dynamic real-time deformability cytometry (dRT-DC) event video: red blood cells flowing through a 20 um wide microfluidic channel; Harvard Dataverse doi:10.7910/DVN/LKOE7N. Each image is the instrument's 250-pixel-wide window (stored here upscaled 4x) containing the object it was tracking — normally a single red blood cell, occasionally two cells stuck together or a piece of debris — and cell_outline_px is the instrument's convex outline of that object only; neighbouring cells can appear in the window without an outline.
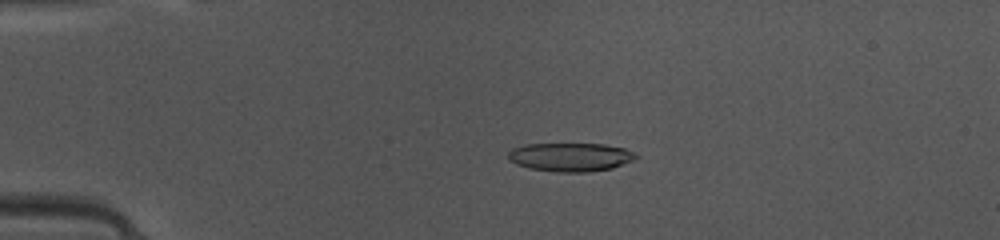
{"species": "common noctule bat (a hibernating species)", "species_latin": "Nyctalus noctula", "temperature_condition": "warm", "stored_images_in_passage": 39, "camera_frame_rate_fps": 3000, "um_per_image_px": 0.085, "animal": {"sex": "female", "body_mass_g": 10.0, "forearm_length_mm": 53.1}, "frame": {"image": 1, "passage_image": 2, "time_ms": 0.333, "image_size_px": [1000, 240], "cell_outline_px": [[640, 156], [636, 160], [612, 168], [588, 172], [556, 172], [528, 168], [516, 164], [508, 160], [508, 152], [512, 148], [524, 144], [604, 144], [624, 148]], "centroid_in_image_um": [48.49, 13.35], "position_along_channel_um": 36.5, "area_um2": 21.5}}
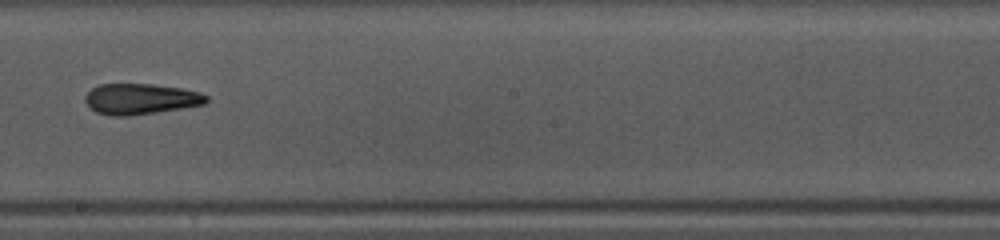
{"frame": {"image": 2, "passage_image": 19, "time_ms": 6.0, "image_size_px": [1000, 240], "cell_outline_px": [[208, 100], [204, 104], [156, 112], [128, 116], [108, 116], [96, 112], [88, 108], [84, 100], [84, 96], [92, 88], [100, 84], [152, 84], [184, 88], [200, 92], [208, 96]], "centroid_in_image_um": [11.91, 8.41], "position_along_channel_um": 236.3, "area_um2": 21.91}}
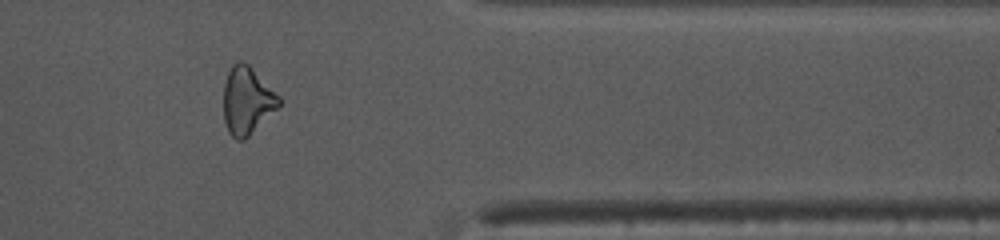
{"frame": {"image": 3, "passage_image": 31, "time_ms": 10.0, "image_size_px": [1000, 240], "cell_outline_px": [[280, 104], [244, 140], [236, 140], [228, 132], [224, 120], [224, 84], [228, 72], [232, 64], [240, 60], [244, 60], [280, 96]], "centroid_in_image_um": [20.97, 8.53], "position_along_channel_um": 390.4, "area_um2": 21.5}, "authors_computed_cell_mechanics": {"area_um2": 21.6172, "velocity_mm_per_s": 4.1637, "shape_relaxation_time_tau1_ms": 7.5032, "shape_relaxation_time_tau2_ms": 4.3962, "deformation_change_tau1": 0.2027, "deformation_change_tau2": 0.172}}